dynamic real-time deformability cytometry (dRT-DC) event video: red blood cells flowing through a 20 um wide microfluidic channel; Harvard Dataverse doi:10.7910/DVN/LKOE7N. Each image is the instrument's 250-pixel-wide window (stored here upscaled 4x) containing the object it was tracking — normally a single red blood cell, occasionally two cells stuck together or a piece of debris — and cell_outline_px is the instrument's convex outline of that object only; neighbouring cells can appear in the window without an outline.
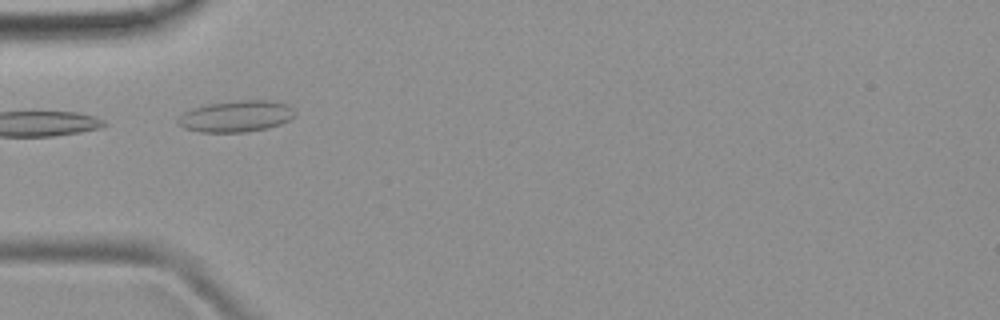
{"species": "common noctule bat (a hibernating species)", "species_latin": "Nyctalus noctula", "temperature_condition": "room temperature", "stored_images_in_passage": 8, "camera_frame_rate_fps": 3000, "um_per_image_px": 0.085, "animal": {"sex": "female", "body_mass_g": 19.9}, "frame": {"image": 1, "passage_image": 5, "time_ms": 4.667, "image_size_px": [1000, 320], "cell_outline_px": [[296, 112], [288, 120], [280, 124], [268, 128], [248, 132], [200, 132], [184, 128], [176, 120], [184, 112], [208, 104], [236, 100], [276, 100], [288, 104]], "centroid_in_image_um": [20.11, 9.88], "position_along_channel_um": 64.9, "area_um2": 21.39}}
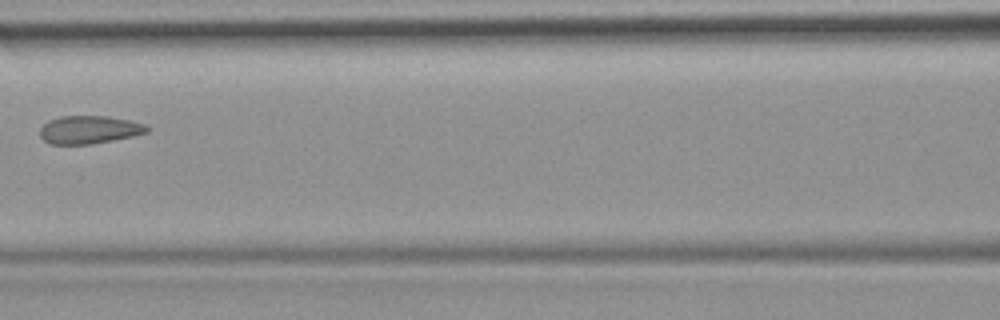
{"frame": {"image": 2, "passage_image": 7, "time_ms": 7.0, "image_size_px": [1000, 320], "cell_outline_px": [[152, 128], [148, 132], [132, 136], [92, 144], [52, 144], [44, 140], [40, 136], [40, 128], [48, 120], [60, 116], [108, 116], [128, 120], [144, 124]], "centroid_in_image_um": [7.58, 11.02], "position_along_channel_um": 159.0, "area_um2": 17.46}}
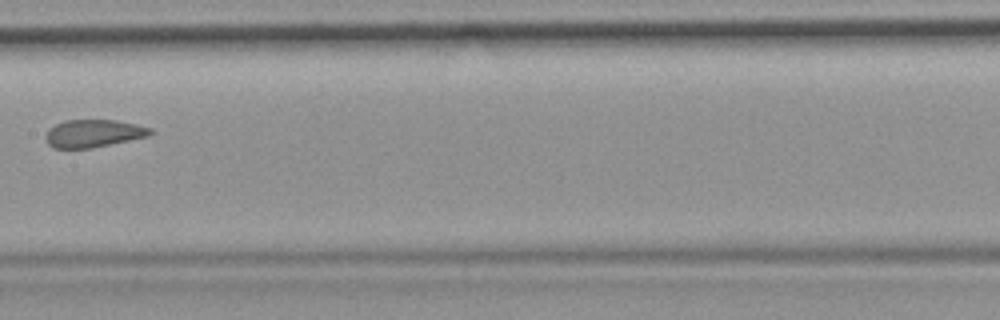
{"frame": {"image": 3, "passage_image": 8, "time_ms": 8.0, "image_size_px": [1000, 320], "cell_outline_px": [[152, 132], [148, 136], [92, 148], [52, 148], [48, 144], [44, 136], [48, 128], [64, 120], [116, 120], [136, 124], [152, 128]], "centroid_in_image_um": [7.9, 11.34], "position_along_channel_um": 199.5, "area_um2": 16.94}}